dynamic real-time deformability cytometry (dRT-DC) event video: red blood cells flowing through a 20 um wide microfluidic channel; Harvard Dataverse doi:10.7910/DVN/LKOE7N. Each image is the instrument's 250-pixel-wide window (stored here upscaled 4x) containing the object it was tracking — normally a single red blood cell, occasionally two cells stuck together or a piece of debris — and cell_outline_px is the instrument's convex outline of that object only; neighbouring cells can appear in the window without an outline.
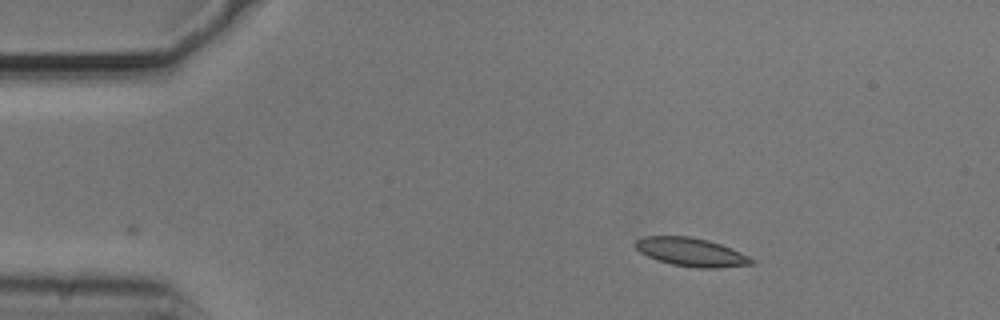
{"species": "common noctule bat (a hibernating species)", "species_latin": "Nyctalus noctula", "temperature_condition": "cold", "stored_images_in_passage": 35, "camera_frame_rate_fps": 3000, "um_per_image_px": 0.085, "animal": {"sex": "male", "body_mass_g": 20.5, "forearm_length_mm": 52.5}, "frame": {"image": 1, "passage_image": 1, "time_ms": 0.0, "image_size_px": [1000, 320], "cell_outline_px": [[756, 264], [716, 268], [700, 268], [672, 264], [648, 256], [640, 252], [632, 244], [636, 240], [644, 236], [688, 236], [708, 240], [732, 248], [756, 260]], "centroid_in_image_um": [58.77, 21.42], "position_along_channel_um": 26.2, "area_um2": 19.25}}
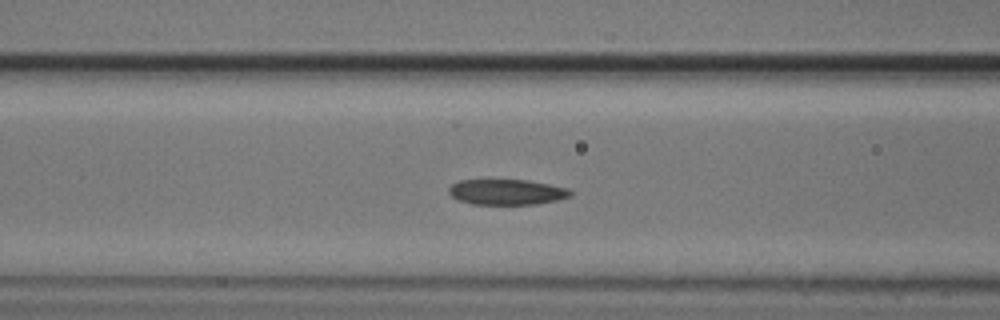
{"frame": {"image": 2, "passage_image": 14, "time_ms": 4.333, "image_size_px": [1000, 320], "cell_outline_px": [[572, 196], [556, 200], [536, 204], [472, 204], [456, 200], [448, 192], [448, 188], [452, 184], [460, 180], [528, 180], [568, 188], [572, 192]], "centroid_in_image_um": [43.05, 16.32], "position_along_channel_um": 123.5, "area_um2": 18.09}}
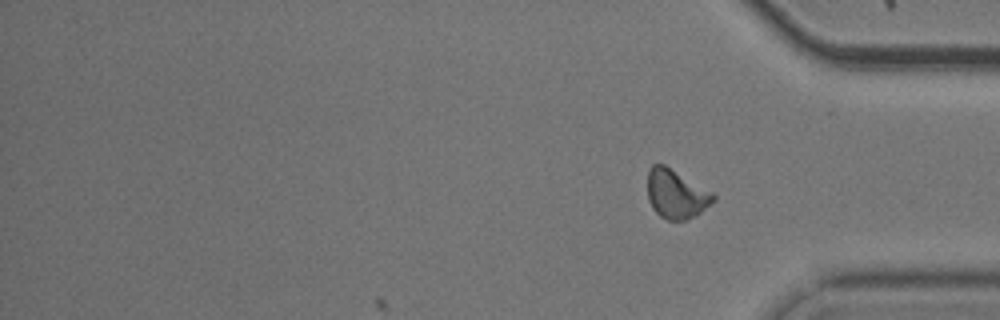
{"frame": {"image": 3, "passage_image": 35, "time_ms": 11.333, "image_size_px": [1000, 320], "cell_outline_px": [[716, 200], [696, 216], [688, 220], [668, 220], [660, 216], [652, 208], [648, 200], [648, 172], [652, 164], [664, 164], [712, 192], [716, 196]], "centroid_in_image_um": [57.48, 16.51], "position_along_channel_um": 377.7, "area_um2": 18.79}, "authors_computed_cell_mechanics": {"area_um2": 18.7272, "velocity_mm_per_s": 3.7043, "shape_relaxation_time_tau1_ms": 4.1834, "shape_relaxation_time_tau2_ms": 2.8295, "deformation_change_tau1": 0.1204, "deformation_change_tau2": 0.092}}